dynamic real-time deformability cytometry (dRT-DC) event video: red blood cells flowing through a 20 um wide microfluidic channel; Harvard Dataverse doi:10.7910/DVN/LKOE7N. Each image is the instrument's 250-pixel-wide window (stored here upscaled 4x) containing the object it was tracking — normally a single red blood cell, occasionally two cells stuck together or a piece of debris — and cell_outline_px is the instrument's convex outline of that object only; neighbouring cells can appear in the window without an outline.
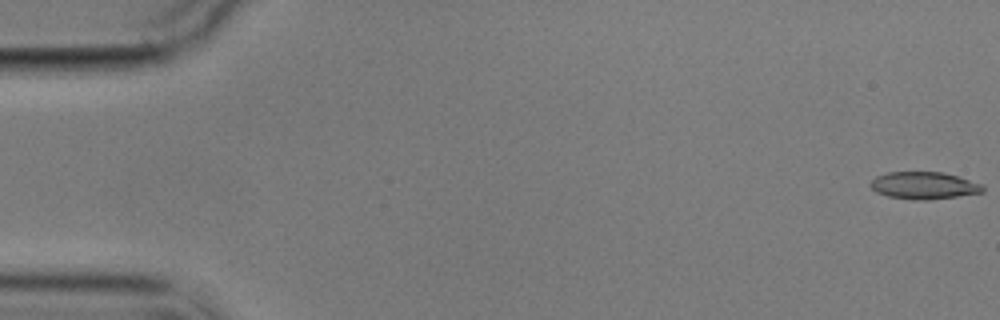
{"species": "common noctule bat (a hibernating species)", "species_latin": "Nyctalus noctula", "temperature_condition": "cold", "stored_images_in_passage": 13, "camera_frame_rate_fps": 3000, "um_per_image_px": 0.085, "animal": {"sex": "male", "body_mass_g": 17.9}, "frame": {"image": 1, "passage_image": 1, "time_ms": 0.0, "image_size_px": [1000, 320], "cell_outline_px": [[984, 192], [928, 200], [916, 200], [888, 196], [876, 192], [868, 184], [876, 176], [888, 172], [944, 172], [984, 184]], "centroid_in_image_um": [78.54, 15.76], "position_along_channel_um": 6.5, "area_um2": 17.86}}
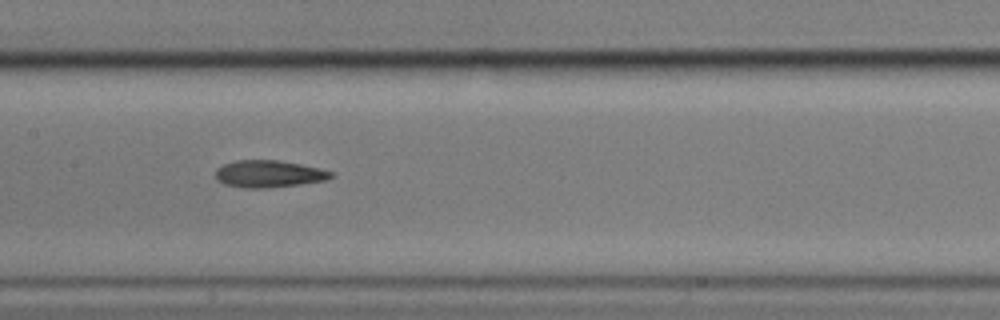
{"frame": {"image": 2, "passage_image": 8, "time_ms": 9.0, "image_size_px": [1000, 320], "cell_outline_px": [[336, 176], [328, 180], [268, 188], [244, 188], [224, 184], [216, 180], [216, 168], [224, 164], [236, 160], [276, 160], [300, 164], [332, 172]], "centroid_in_image_um": [22.83, 14.78], "position_along_channel_um": 184.6, "area_um2": 18.21}}
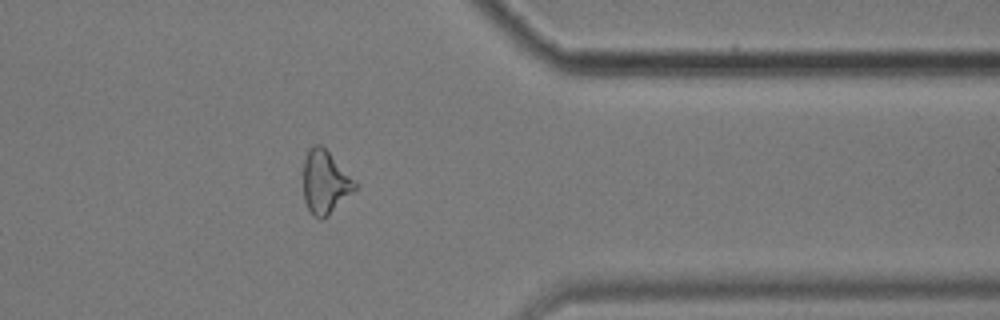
{"frame": {"image": 3, "passage_image": 13, "time_ms": 15.0, "image_size_px": [1000, 320], "cell_outline_px": [[356, 188], [324, 220], [320, 220], [308, 208], [304, 200], [304, 160], [308, 148], [312, 144], [320, 144], [328, 152], [356, 184]], "centroid_in_image_um": [27.59, 15.49], "position_along_channel_um": 383.8, "area_um2": 18.44}, "authors_computed_cell_mechanics": {"area_um2": 18.0336, "velocity_mm_per_s": 3.5286, "shape_relaxation_time_tau1_ms": 5.5853, "shape_relaxation_time_tau2_ms": 3.3267, "deformation_change_tau1": 0.1368, "deformation_change_tau2": 0.1156}}